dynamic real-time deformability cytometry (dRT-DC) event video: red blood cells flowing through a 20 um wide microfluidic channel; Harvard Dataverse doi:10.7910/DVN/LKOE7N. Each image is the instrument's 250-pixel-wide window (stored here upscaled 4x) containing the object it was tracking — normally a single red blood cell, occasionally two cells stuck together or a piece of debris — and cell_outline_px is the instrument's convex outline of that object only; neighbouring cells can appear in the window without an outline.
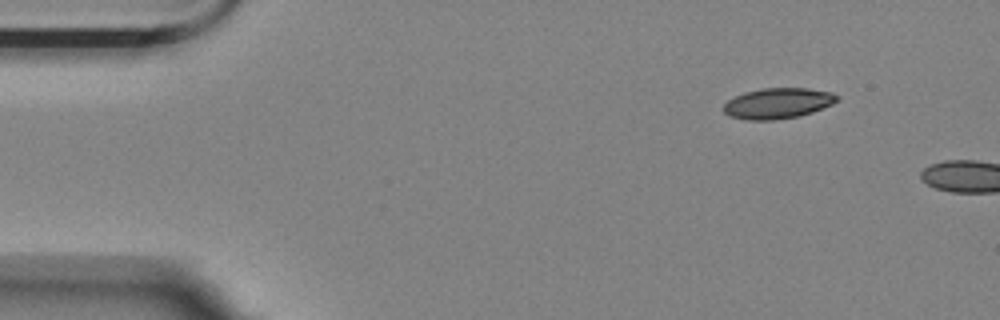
{"species": "Egyptian fruit bat (a non-hibernating species)", "species_latin": "Rousettus aegyptiacus", "temperature_condition": "room temperature", "stored_images_in_passage": 2, "camera_frame_rate_fps": 3000, "um_per_image_px": 0.085, "animal": {"sex": "female"}, "frame": {"image": 1, "passage_image": 1, "time_ms": 0.0, "image_size_px": [1000, 320], "cell_outline_px": [[840, 100], [832, 104], [812, 112], [800, 116], [772, 120], [748, 120], [728, 116], [720, 108], [728, 100], [744, 92], [760, 88], [808, 88], [832, 92], [840, 96]], "centroid_in_image_um": [66.11, 8.78], "position_along_channel_um": 18.9, "area_um2": 20.52}}